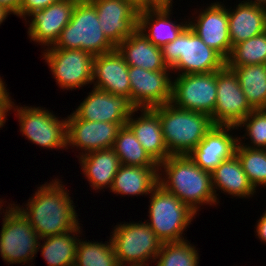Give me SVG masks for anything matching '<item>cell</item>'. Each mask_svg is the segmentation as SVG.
Masks as SVG:
<instances>
[{
	"mask_svg": "<svg viewBox=\"0 0 266 266\" xmlns=\"http://www.w3.org/2000/svg\"><path fill=\"white\" fill-rule=\"evenodd\" d=\"M59 180L39 186L24 205L26 208L14 203L40 238L67 233L80 225L76 206Z\"/></svg>",
	"mask_w": 266,
	"mask_h": 266,
	"instance_id": "obj_1",
	"label": "cell"
},
{
	"mask_svg": "<svg viewBox=\"0 0 266 266\" xmlns=\"http://www.w3.org/2000/svg\"><path fill=\"white\" fill-rule=\"evenodd\" d=\"M158 170L159 185L179 198L195 213L199 211L200 205L218 204L211 173L201 169L188 155H170L159 164Z\"/></svg>",
	"mask_w": 266,
	"mask_h": 266,
	"instance_id": "obj_2",
	"label": "cell"
},
{
	"mask_svg": "<svg viewBox=\"0 0 266 266\" xmlns=\"http://www.w3.org/2000/svg\"><path fill=\"white\" fill-rule=\"evenodd\" d=\"M159 116L170 155H188L214 125L203 112L180 109L171 102L152 108Z\"/></svg>",
	"mask_w": 266,
	"mask_h": 266,
	"instance_id": "obj_3",
	"label": "cell"
},
{
	"mask_svg": "<svg viewBox=\"0 0 266 266\" xmlns=\"http://www.w3.org/2000/svg\"><path fill=\"white\" fill-rule=\"evenodd\" d=\"M161 50L165 64L175 73L178 72L177 75L211 73L226 65V60L207 46L189 26Z\"/></svg>",
	"mask_w": 266,
	"mask_h": 266,
	"instance_id": "obj_4",
	"label": "cell"
},
{
	"mask_svg": "<svg viewBox=\"0 0 266 266\" xmlns=\"http://www.w3.org/2000/svg\"><path fill=\"white\" fill-rule=\"evenodd\" d=\"M48 48L80 49L96 56L116 47L106 38L99 24L95 6L89 0H78L70 22L55 44Z\"/></svg>",
	"mask_w": 266,
	"mask_h": 266,
	"instance_id": "obj_5",
	"label": "cell"
},
{
	"mask_svg": "<svg viewBox=\"0 0 266 266\" xmlns=\"http://www.w3.org/2000/svg\"><path fill=\"white\" fill-rule=\"evenodd\" d=\"M149 219L146 223L162 242L187 240L183 232L189 227L195 213L179 198L157 185L150 193Z\"/></svg>",
	"mask_w": 266,
	"mask_h": 266,
	"instance_id": "obj_6",
	"label": "cell"
},
{
	"mask_svg": "<svg viewBox=\"0 0 266 266\" xmlns=\"http://www.w3.org/2000/svg\"><path fill=\"white\" fill-rule=\"evenodd\" d=\"M110 235L120 266H149L160 251L162 241L146 221L117 224Z\"/></svg>",
	"mask_w": 266,
	"mask_h": 266,
	"instance_id": "obj_7",
	"label": "cell"
},
{
	"mask_svg": "<svg viewBox=\"0 0 266 266\" xmlns=\"http://www.w3.org/2000/svg\"><path fill=\"white\" fill-rule=\"evenodd\" d=\"M0 230V255L10 264L24 265L32 262L39 251L40 237L33 226L13 206L4 216Z\"/></svg>",
	"mask_w": 266,
	"mask_h": 266,
	"instance_id": "obj_8",
	"label": "cell"
},
{
	"mask_svg": "<svg viewBox=\"0 0 266 266\" xmlns=\"http://www.w3.org/2000/svg\"><path fill=\"white\" fill-rule=\"evenodd\" d=\"M44 109L34 106L20 107L13 102L11 111L17 110L20 132L33 144L50 150L67 149V119L60 120L53 111Z\"/></svg>",
	"mask_w": 266,
	"mask_h": 266,
	"instance_id": "obj_9",
	"label": "cell"
},
{
	"mask_svg": "<svg viewBox=\"0 0 266 266\" xmlns=\"http://www.w3.org/2000/svg\"><path fill=\"white\" fill-rule=\"evenodd\" d=\"M43 58L61 89L92 84L94 55L80 49L46 48Z\"/></svg>",
	"mask_w": 266,
	"mask_h": 266,
	"instance_id": "obj_10",
	"label": "cell"
},
{
	"mask_svg": "<svg viewBox=\"0 0 266 266\" xmlns=\"http://www.w3.org/2000/svg\"><path fill=\"white\" fill-rule=\"evenodd\" d=\"M216 71L178 75L172 81L171 103L184 110L211 116L216 104Z\"/></svg>",
	"mask_w": 266,
	"mask_h": 266,
	"instance_id": "obj_11",
	"label": "cell"
},
{
	"mask_svg": "<svg viewBox=\"0 0 266 266\" xmlns=\"http://www.w3.org/2000/svg\"><path fill=\"white\" fill-rule=\"evenodd\" d=\"M216 104L210 116L214 125L237 126L254 109L240 87L237 75L226 65L216 71Z\"/></svg>",
	"mask_w": 266,
	"mask_h": 266,
	"instance_id": "obj_12",
	"label": "cell"
},
{
	"mask_svg": "<svg viewBox=\"0 0 266 266\" xmlns=\"http://www.w3.org/2000/svg\"><path fill=\"white\" fill-rule=\"evenodd\" d=\"M172 70L149 71L129 66L130 100L137 109L154 108L171 102ZM170 76V77H169Z\"/></svg>",
	"mask_w": 266,
	"mask_h": 266,
	"instance_id": "obj_13",
	"label": "cell"
},
{
	"mask_svg": "<svg viewBox=\"0 0 266 266\" xmlns=\"http://www.w3.org/2000/svg\"><path fill=\"white\" fill-rule=\"evenodd\" d=\"M67 118V149L76 147L86 153L112 148L117 133L126 123H110L101 121H85L73 112ZM81 148V149H80ZM84 151V152H83Z\"/></svg>",
	"mask_w": 266,
	"mask_h": 266,
	"instance_id": "obj_14",
	"label": "cell"
},
{
	"mask_svg": "<svg viewBox=\"0 0 266 266\" xmlns=\"http://www.w3.org/2000/svg\"><path fill=\"white\" fill-rule=\"evenodd\" d=\"M73 113L85 121L126 123L137 109L130 98L107 93L93 87Z\"/></svg>",
	"mask_w": 266,
	"mask_h": 266,
	"instance_id": "obj_15",
	"label": "cell"
},
{
	"mask_svg": "<svg viewBox=\"0 0 266 266\" xmlns=\"http://www.w3.org/2000/svg\"><path fill=\"white\" fill-rule=\"evenodd\" d=\"M221 3H211L205 10L201 9L196 20L192 22L188 19V26L207 46L226 60L232 46L228 29V10Z\"/></svg>",
	"mask_w": 266,
	"mask_h": 266,
	"instance_id": "obj_16",
	"label": "cell"
},
{
	"mask_svg": "<svg viewBox=\"0 0 266 266\" xmlns=\"http://www.w3.org/2000/svg\"><path fill=\"white\" fill-rule=\"evenodd\" d=\"M106 38L117 47L138 28V11L123 0H89Z\"/></svg>",
	"mask_w": 266,
	"mask_h": 266,
	"instance_id": "obj_17",
	"label": "cell"
},
{
	"mask_svg": "<svg viewBox=\"0 0 266 266\" xmlns=\"http://www.w3.org/2000/svg\"><path fill=\"white\" fill-rule=\"evenodd\" d=\"M234 125H213L188 156L204 171L212 173L224 160L235 155L238 136L230 134Z\"/></svg>",
	"mask_w": 266,
	"mask_h": 266,
	"instance_id": "obj_18",
	"label": "cell"
},
{
	"mask_svg": "<svg viewBox=\"0 0 266 266\" xmlns=\"http://www.w3.org/2000/svg\"><path fill=\"white\" fill-rule=\"evenodd\" d=\"M78 0H61L43 10L28 15L30 40L46 48L55 44L63 28L70 22L74 6Z\"/></svg>",
	"mask_w": 266,
	"mask_h": 266,
	"instance_id": "obj_19",
	"label": "cell"
},
{
	"mask_svg": "<svg viewBox=\"0 0 266 266\" xmlns=\"http://www.w3.org/2000/svg\"><path fill=\"white\" fill-rule=\"evenodd\" d=\"M129 66L122 54L113 51L96 55L93 61V87L119 96L130 98Z\"/></svg>",
	"mask_w": 266,
	"mask_h": 266,
	"instance_id": "obj_20",
	"label": "cell"
},
{
	"mask_svg": "<svg viewBox=\"0 0 266 266\" xmlns=\"http://www.w3.org/2000/svg\"><path fill=\"white\" fill-rule=\"evenodd\" d=\"M139 110L141 115L137 118L133 117ZM126 125L158 165L170 156L164 141L159 116L153 109H136L128 118Z\"/></svg>",
	"mask_w": 266,
	"mask_h": 266,
	"instance_id": "obj_21",
	"label": "cell"
},
{
	"mask_svg": "<svg viewBox=\"0 0 266 266\" xmlns=\"http://www.w3.org/2000/svg\"><path fill=\"white\" fill-rule=\"evenodd\" d=\"M171 11V5H160L153 9L138 12L137 29L157 47L162 48L174 41L188 26L187 21L179 24H176V21H171Z\"/></svg>",
	"mask_w": 266,
	"mask_h": 266,
	"instance_id": "obj_22",
	"label": "cell"
},
{
	"mask_svg": "<svg viewBox=\"0 0 266 266\" xmlns=\"http://www.w3.org/2000/svg\"><path fill=\"white\" fill-rule=\"evenodd\" d=\"M235 8H227L232 47L266 31V7L241 2Z\"/></svg>",
	"mask_w": 266,
	"mask_h": 266,
	"instance_id": "obj_23",
	"label": "cell"
},
{
	"mask_svg": "<svg viewBox=\"0 0 266 266\" xmlns=\"http://www.w3.org/2000/svg\"><path fill=\"white\" fill-rule=\"evenodd\" d=\"M116 48L128 66H136L149 71L171 70L163 60L161 48L151 43L139 29L129 38L124 39Z\"/></svg>",
	"mask_w": 266,
	"mask_h": 266,
	"instance_id": "obj_24",
	"label": "cell"
},
{
	"mask_svg": "<svg viewBox=\"0 0 266 266\" xmlns=\"http://www.w3.org/2000/svg\"><path fill=\"white\" fill-rule=\"evenodd\" d=\"M78 160L92 189L109 188L110 190L114 177L121 166L120 159L112 148L86 153Z\"/></svg>",
	"mask_w": 266,
	"mask_h": 266,
	"instance_id": "obj_25",
	"label": "cell"
},
{
	"mask_svg": "<svg viewBox=\"0 0 266 266\" xmlns=\"http://www.w3.org/2000/svg\"><path fill=\"white\" fill-rule=\"evenodd\" d=\"M211 180L217 203H220L219 198H217L218 194H216L217 190L223 191L224 194L228 193L232 197L243 199L252 197L256 193L236 154L230 159L222 161L211 173Z\"/></svg>",
	"mask_w": 266,
	"mask_h": 266,
	"instance_id": "obj_26",
	"label": "cell"
},
{
	"mask_svg": "<svg viewBox=\"0 0 266 266\" xmlns=\"http://www.w3.org/2000/svg\"><path fill=\"white\" fill-rule=\"evenodd\" d=\"M158 167H140L121 165L118 169L110 192L117 195H150L159 184Z\"/></svg>",
	"mask_w": 266,
	"mask_h": 266,
	"instance_id": "obj_27",
	"label": "cell"
},
{
	"mask_svg": "<svg viewBox=\"0 0 266 266\" xmlns=\"http://www.w3.org/2000/svg\"><path fill=\"white\" fill-rule=\"evenodd\" d=\"M80 225L70 232L40 238L38 249L48 266H74L77 254V243L81 234ZM41 244V245H40Z\"/></svg>",
	"mask_w": 266,
	"mask_h": 266,
	"instance_id": "obj_28",
	"label": "cell"
},
{
	"mask_svg": "<svg viewBox=\"0 0 266 266\" xmlns=\"http://www.w3.org/2000/svg\"><path fill=\"white\" fill-rule=\"evenodd\" d=\"M232 69L247 101L254 110L266 109V64L237 66Z\"/></svg>",
	"mask_w": 266,
	"mask_h": 266,
	"instance_id": "obj_29",
	"label": "cell"
},
{
	"mask_svg": "<svg viewBox=\"0 0 266 266\" xmlns=\"http://www.w3.org/2000/svg\"><path fill=\"white\" fill-rule=\"evenodd\" d=\"M112 149L119 157L121 165L158 167L159 165L149 156L132 130L122 126L113 143Z\"/></svg>",
	"mask_w": 266,
	"mask_h": 266,
	"instance_id": "obj_30",
	"label": "cell"
},
{
	"mask_svg": "<svg viewBox=\"0 0 266 266\" xmlns=\"http://www.w3.org/2000/svg\"><path fill=\"white\" fill-rule=\"evenodd\" d=\"M78 240L74 266H120L111 238L105 243ZM107 242V243H106Z\"/></svg>",
	"mask_w": 266,
	"mask_h": 266,
	"instance_id": "obj_31",
	"label": "cell"
},
{
	"mask_svg": "<svg viewBox=\"0 0 266 266\" xmlns=\"http://www.w3.org/2000/svg\"><path fill=\"white\" fill-rule=\"evenodd\" d=\"M252 64H266V31L234 45L226 59L228 68Z\"/></svg>",
	"mask_w": 266,
	"mask_h": 266,
	"instance_id": "obj_32",
	"label": "cell"
},
{
	"mask_svg": "<svg viewBox=\"0 0 266 266\" xmlns=\"http://www.w3.org/2000/svg\"><path fill=\"white\" fill-rule=\"evenodd\" d=\"M194 246L188 240L163 242L154 260L156 266H199V253Z\"/></svg>",
	"mask_w": 266,
	"mask_h": 266,
	"instance_id": "obj_33",
	"label": "cell"
},
{
	"mask_svg": "<svg viewBox=\"0 0 266 266\" xmlns=\"http://www.w3.org/2000/svg\"><path fill=\"white\" fill-rule=\"evenodd\" d=\"M235 154L254 189L266 187V149L248 148L237 143Z\"/></svg>",
	"mask_w": 266,
	"mask_h": 266,
	"instance_id": "obj_34",
	"label": "cell"
},
{
	"mask_svg": "<svg viewBox=\"0 0 266 266\" xmlns=\"http://www.w3.org/2000/svg\"><path fill=\"white\" fill-rule=\"evenodd\" d=\"M245 127L246 132L242 137H238V143L248 148L266 149V109L253 110L237 126ZM250 139V144L240 142L245 136Z\"/></svg>",
	"mask_w": 266,
	"mask_h": 266,
	"instance_id": "obj_35",
	"label": "cell"
},
{
	"mask_svg": "<svg viewBox=\"0 0 266 266\" xmlns=\"http://www.w3.org/2000/svg\"><path fill=\"white\" fill-rule=\"evenodd\" d=\"M58 1L61 0H21V4L16 15L19 18H24L23 20L26 21V16L28 17V15L32 12L36 10H43Z\"/></svg>",
	"mask_w": 266,
	"mask_h": 266,
	"instance_id": "obj_36",
	"label": "cell"
},
{
	"mask_svg": "<svg viewBox=\"0 0 266 266\" xmlns=\"http://www.w3.org/2000/svg\"><path fill=\"white\" fill-rule=\"evenodd\" d=\"M130 4L136 11H144L160 6L155 0H123Z\"/></svg>",
	"mask_w": 266,
	"mask_h": 266,
	"instance_id": "obj_37",
	"label": "cell"
},
{
	"mask_svg": "<svg viewBox=\"0 0 266 266\" xmlns=\"http://www.w3.org/2000/svg\"><path fill=\"white\" fill-rule=\"evenodd\" d=\"M8 94L4 99L0 100V128L6 123L7 113L11 110L13 101Z\"/></svg>",
	"mask_w": 266,
	"mask_h": 266,
	"instance_id": "obj_38",
	"label": "cell"
},
{
	"mask_svg": "<svg viewBox=\"0 0 266 266\" xmlns=\"http://www.w3.org/2000/svg\"><path fill=\"white\" fill-rule=\"evenodd\" d=\"M255 232H257V238H259L261 242L266 243V210L257 221Z\"/></svg>",
	"mask_w": 266,
	"mask_h": 266,
	"instance_id": "obj_39",
	"label": "cell"
},
{
	"mask_svg": "<svg viewBox=\"0 0 266 266\" xmlns=\"http://www.w3.org/2000/svg\"><path fill=\"white\" fill-rule=\"evenodd\" d=\"M21 0H0V6L5 7L12 14L16 15L20 7Z\"/></svg>",
	"mask_w": 266,
	"mask_h": 266,
	"instance_id": "obj_40",
	"label": "cell"
},
{
	"mask_svg": "<svg viewBox=\"0 0 266 266\" xmlns=\"http://www.w3.org/2000/svg\"><path fill=\"white\" fill-rule=\"evenodd\" d=\"M6 86L7 84L5 85V82L0 77V100L4 99L9 94V92L6 90Z\"/></svg>",
	"mask_w": 266,
	"mask_h": 266,
	"instance_id": "obj_41",
	"label": "cell"
},
{
	"mask_svg": "<svg viewBox=\"0 0 266 266\" xmlns=\"http://www.w3.org/2000/svg\"><path fill=\"white\" fill-rule=\"evenodd\" d=\"M12 14L5 7L0 6V25L3 23L5 19H7L8 15Z\"/></svg>",
	"mask_w": 266,
	"mask_h": 266,
	"instance_id": "obj_42",
	"label": "cell"
},
{
	"mask_svg": "<svg viewBox=\"0 0 266 266\" xmlns=\"http://www.w3.org/2000/svg\"><path fill=\"white\" fill-rule=\"evenodd\" d=\"M242 2L251 3V4L266 7V0H247V1L245 0Z\"/></svg>",
	"mask_w": 266,
	"mask_h": 266,
	"instance_id": "obj_43",
	"label": "cell"
},
{
	"mask_svg": "<svg viewBox=\"0 0 266 266\" xmlns=\"http://www.w3.org/2000/svg\"><path fill=\"white\" fill-rule=\"evenodd\" d=\"M2 203L4 204L3 200L0 199V204H1L0 205V211L3 209V212H0L1 214L2 213L3 214H6L14 206V203L13 204H9L8 207H6L8 210L6 209L5 212H4V208H2L3 207V204Z\"/></svg>",
	"mask_w": 266,
	"mask_h": 266,
	"instance_id": "obj_44",
	"label": "cell"
},
{
	"mask_svg": "<svg viewBox=\"0 0 266 266\" xmlns=\"http://www.w3.org/2000/svg\"><path fill=\"white\" fill-rule=\"evenodd\" d=\"M159 5H171L172 6V0H155Z\"/></svg>",
	"mask_w": 266,
	"mask_h": 266,
	"instance_id": "obj_45",
	"label": "cell"
}]
</instances>
